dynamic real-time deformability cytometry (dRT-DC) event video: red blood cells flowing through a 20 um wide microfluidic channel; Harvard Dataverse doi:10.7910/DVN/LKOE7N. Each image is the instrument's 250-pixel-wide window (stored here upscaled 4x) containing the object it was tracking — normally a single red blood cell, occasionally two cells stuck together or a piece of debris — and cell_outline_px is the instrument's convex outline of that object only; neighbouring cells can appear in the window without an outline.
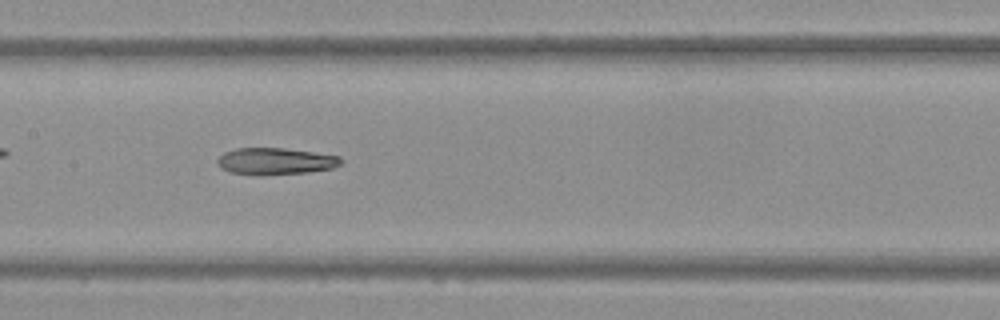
{"species": "Egyptian fruit bat (a non-hibernating species)", "species_latin": "Rousettus aegyptiacus", "temperature_condition": "warm", "stored_images_in_passage": 36, "camera_frame_rate_fps": 3000, "um_per_image_px": 0.085, "frame": {"image": 1, "passage_image": 11, "time_ms": 3.333, "image_size_px": [1000, 320], "cell_outline_px": [[344, 160], [340, 164], [332, 168], [308, 172], [260, 176], [256, 176], [232, 172], [220, 168], [216, 164], [216, 160], [224, 152], [236, 148], [284, 148], [340, 156]], "centroid_in_image_um": [23.38, 13.71], "position_along_channel_um": 184.0, "area_um2": 19.48}}